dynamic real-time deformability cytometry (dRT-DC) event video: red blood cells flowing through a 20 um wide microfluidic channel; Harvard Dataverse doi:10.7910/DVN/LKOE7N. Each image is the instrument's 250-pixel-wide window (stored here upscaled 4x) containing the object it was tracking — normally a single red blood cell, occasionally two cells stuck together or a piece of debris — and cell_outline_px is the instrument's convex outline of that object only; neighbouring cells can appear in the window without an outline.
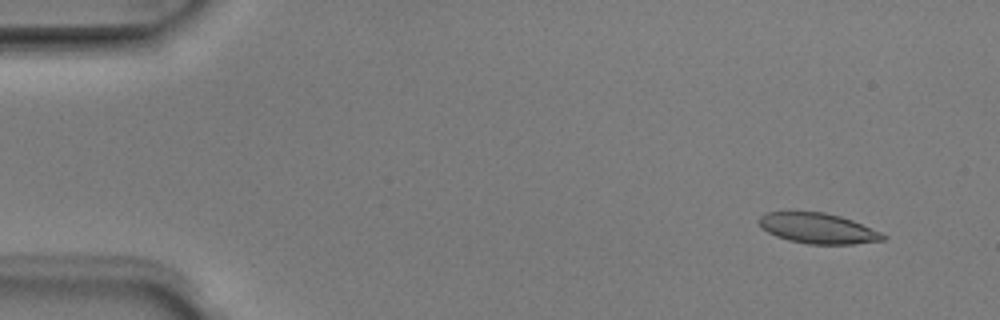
{"species": "Egyptian fruit bat (a non-hibernating species)", "species_latin": "Rousettus aegyptiacus", "temperature_condition": "room temperature", "stored_images_in_passage": 4, "camera_frame_rate_fps": 3000, "um_per_image_px": 0.085, "animal": {"sex": "male"}, "frame": {"image": 1, "passage_image": 2, "time_ms": 0.333, "image_size_px": [1000, 320], "cell_outline_px": [[888, 236], [884, 240], [852, 244], [808, 244], [788, 240], [776, 236], [768, 232], [756, 220], [760, 216], [768, 212], [788, 208], [824, 212], [840, 216], [852, 220], [880, 232]], "centroid_in_image_um": [69.45, 19.36], "position_along_channel_um": 15.6, "area_um2": 22.6}}
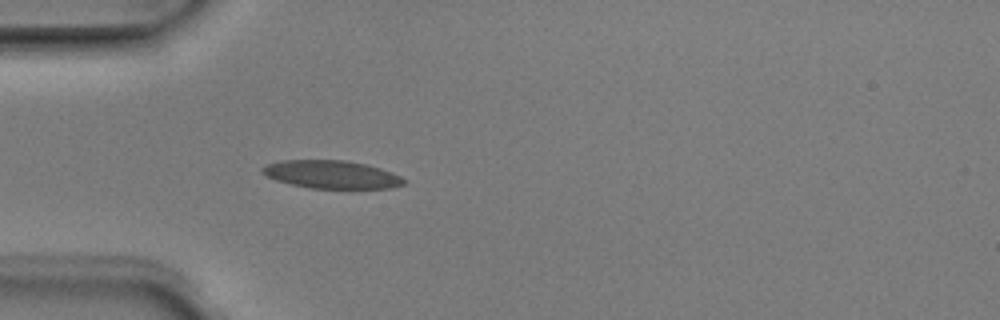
{"frame": {"image": 2, "passage_image": 4, "time_ms": 1.0, "image_size_px": [1000, 320], "cell_outline_px": [[408, 180], [404, 184], [392, 188], [312, 188], [292, 184], [276, 180], [260, 172], [260, 168], [264, 164], [284, 160], [344, 160], [364, 164], [380, 168], [392, 172]], "centroid_in_image_um": [28.18, 14.82], "position_along_channel_um": 56.8, "area_um2": 23.06}}